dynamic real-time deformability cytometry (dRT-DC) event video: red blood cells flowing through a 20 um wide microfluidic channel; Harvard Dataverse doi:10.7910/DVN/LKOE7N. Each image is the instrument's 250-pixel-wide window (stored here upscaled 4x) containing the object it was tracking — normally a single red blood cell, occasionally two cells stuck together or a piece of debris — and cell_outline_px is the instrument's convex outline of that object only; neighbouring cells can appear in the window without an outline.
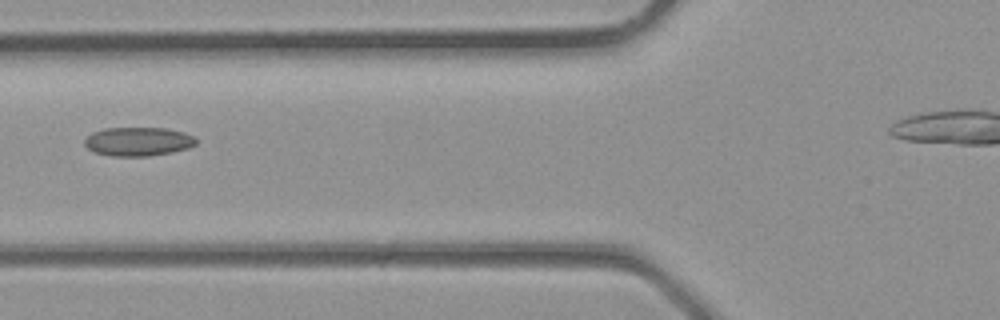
{"species": "common noctule bat (a hibernating species)", "species_latin": "Nyctalus noctula", "temperature_condition": "room temperature", "stored_images_in_passage": 4, "camera_frame_rate_fps": 3000, "um_per_image_px": 0.085, "animal": {"sex": "male", "body_mass_g": 23.1, "forearm_length_mm": 52.7}, "frame": {"image": 1, "passage_image": 4, "time_ms": 1.0, "image_size_px": [1000, 320], "cell_outline_px": [[196, 144], [188, 148], [172, 152], [148, 156], [112, 156], [92, 152], [84, 144], [84, 140], [92, 132], [104, 128], [164, 128], [184, 132], [196, 136]], "centroid_in_image_um": [11.74, 12.03], "position_along_channel_um": 114.1, "area_um2": 18.84}}